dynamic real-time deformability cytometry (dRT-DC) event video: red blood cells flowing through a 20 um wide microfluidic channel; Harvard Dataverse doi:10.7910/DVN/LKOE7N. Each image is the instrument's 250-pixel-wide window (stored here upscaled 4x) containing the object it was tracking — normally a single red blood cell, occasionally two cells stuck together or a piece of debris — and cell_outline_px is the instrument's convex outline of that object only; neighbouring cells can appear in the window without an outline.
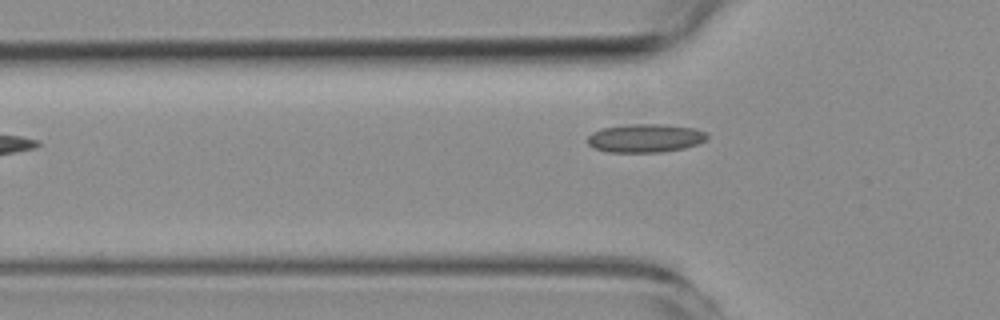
{"species": "common noctule bat (a hibernating species)", "species_latin": "Nyctalus noctula", "temperature_condition": "room temperature", "stored_images_in_passage": 4, "camera_frame_rate_fps": 3000, "um_per_image_px": 0.085, "animal": {"sex": "female", "body_mass_g": 19.3, "forearm_length_mm": 54.1}, "frame": {"image": 1, "passage_image": 4, "time_ms": 4.667, "image_size_px": [1000, 320], "cell_outline_px": [[708, 136], [704, 140], [696, 144], [684, 148], [660, 152], [608, 152], [596, 148], [588, 144], [588, 136], [592, 132], [600, 128], [632, 124], [664, 124], [696, 128], [708, 132]], "centroid_in_image_um": [54.86, 11.73], "position_along_channel_um": 70.9, "area_um2": 19.83}}